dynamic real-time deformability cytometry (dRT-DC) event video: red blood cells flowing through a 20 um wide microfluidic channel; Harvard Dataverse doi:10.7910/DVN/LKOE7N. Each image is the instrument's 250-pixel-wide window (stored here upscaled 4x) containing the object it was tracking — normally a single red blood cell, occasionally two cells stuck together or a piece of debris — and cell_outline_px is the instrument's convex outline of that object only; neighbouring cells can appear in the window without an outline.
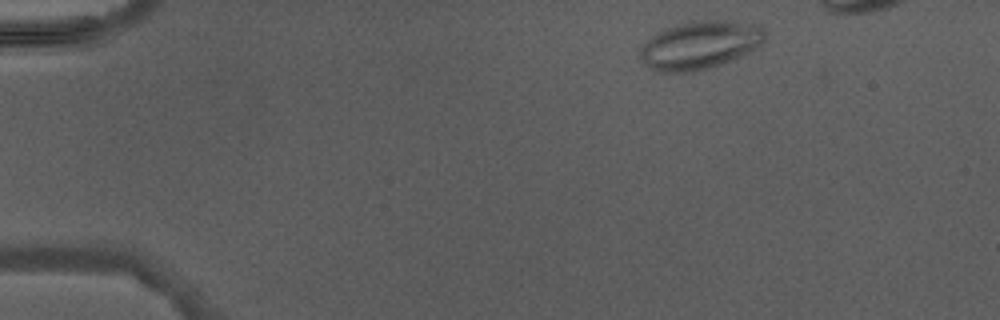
{"species": "Egyptian fruit bat (a non-hibernating species)", "species_latin": "Rousettus aegyptiacus", "temperature_condition": "warm", "stored_images_in_passage": 2, "camera_frame_rate_fps": 3000, "um_per_image_px": 0.085, "animal": {"sex": "male"}, "frame": {"image": 1, "passage_image": 1, "time_ms": 0.0, "image_size_px": [1000, 320], "cell_outline_px": [[768, 32], [764, 40], [756, 48], [744, 56], [696, 72], [656, 72], [648, 68], [644, 64], [640, 56], [640, 48], [652, 36], [676, 24], [696, 20], [712, 20], [756, 24], [764, 28]], "centroid_in_image_um": [59.51, 3.85], "position_along_channel_um": 25.5, "area_um2": 35.08}}